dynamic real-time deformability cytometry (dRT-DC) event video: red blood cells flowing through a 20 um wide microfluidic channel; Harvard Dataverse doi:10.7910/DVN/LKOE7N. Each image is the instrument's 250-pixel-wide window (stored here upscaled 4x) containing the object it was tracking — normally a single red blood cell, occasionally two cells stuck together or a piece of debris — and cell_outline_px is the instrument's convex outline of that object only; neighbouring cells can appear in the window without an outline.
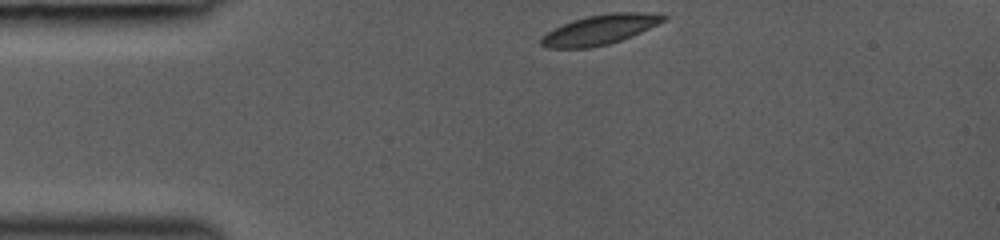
{"species": "common noctule bat (a hibernating species)", "species_latin": "Nyctalus noctula", "temperature_condition": "room temperature", "stored_images_in_passage": 19, "camera_frame_rate_fps": 3000, "um_per_image_px": 0.085, "animal": {"sex": "female", "body_mass_g": 19.0, "forearm_length_mm": 53.3}, "frame": {"image": 1, "passage_image": 1, "time_ms": 0.0, "image_size_px": [1000, 240], "cell_outline_px": [[668, 20], [632, 36], [608, 44], [588, 48], [544, 48], [540, 44], [540, 40], [548, 32], [572, 20], [588, 16], [608, 12], [644, 12], [668, 16]], "centroid_in_image_um": [51.03, 2.51], "position_along_channel_um": 34.0, "area_um2": 21.21}}
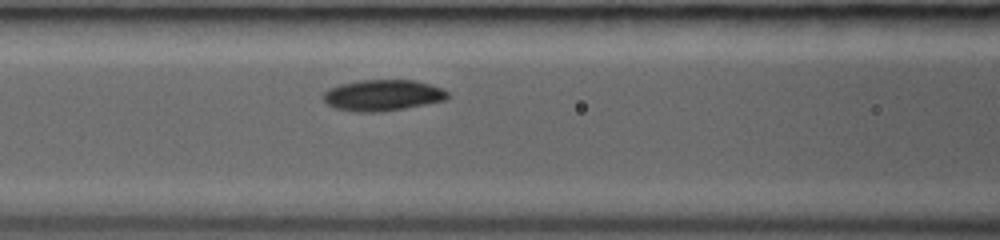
{"frame": {"image": 2, "passage_image": 13, "time_ms": 3.333, "image_size_px": [1000, 240], "cell_outline_px": [[448, 100], [404, 108], [380, 112], [356, 112], [332, 108], [324, 100], [324, 92], [328, 88], [340, 84], [360, 80], [416, 80], [440, 88], [448, 92]], "centroid_in_image_um": [32.51, 8.1], "position_along_channel_um": 134.1, "area_um2": 22.6}}
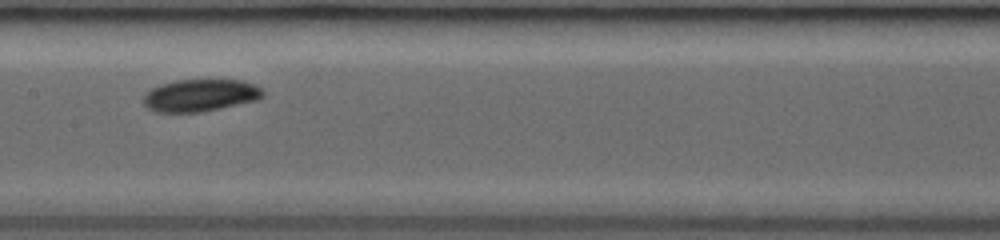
{"frame": {"image": 3, "passage_image": 18, "time_ms": 4.667, "image_size_px": [1000, 240], "cell_outline_px": [[264, 96], [256, 100], [200, 112], [156, 112], [148, 108], [144, 104], [144, 92], [160, 84], [176, 80], [244, 80], [264, 88]], "centroid_in_image_um": [17.03, 8.09], "position_along_channel_um": 190.4, "area_um2": 22.48}}